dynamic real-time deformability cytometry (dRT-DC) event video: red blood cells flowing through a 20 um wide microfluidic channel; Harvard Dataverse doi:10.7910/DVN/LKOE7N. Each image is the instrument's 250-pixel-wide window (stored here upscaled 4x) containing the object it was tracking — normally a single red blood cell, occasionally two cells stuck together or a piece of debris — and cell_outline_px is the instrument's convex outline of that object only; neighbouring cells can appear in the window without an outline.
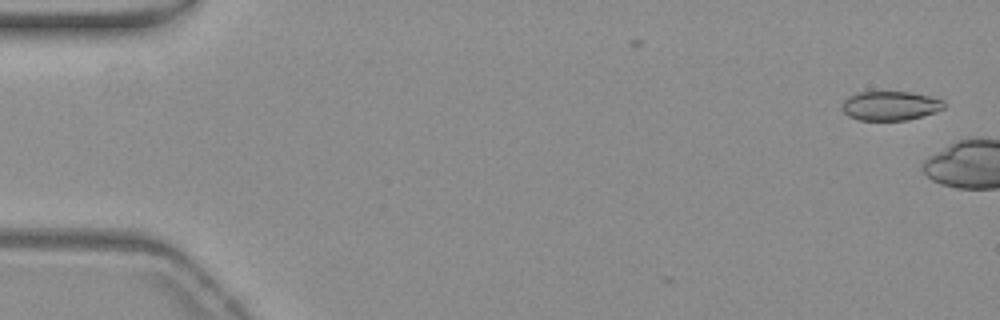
{"species": "common noctule bat (a hibernating species)", "species_latin": "Nyctalus noctula", "temperature_condition": "warm", "stored_images_in_passage": 7, "camera_frame_rate_fps": 3000, "um_per_image_px": 0.085, "animal": {"sex": "female", "body_mass_g": 19.3, "forearm_length_mm": 54.1}, "frame": {"image": 1, "passage_image": 1, "time_ms": 0.0, "image_size_px": [1000, 320], "cell_outline_px": [[944, 108], [936, 112], [924, 116], [904, 120], [860, 120], [848, 116], [840, 108], [844, 100], [848, 96], [856, 92], [912, 92], [944, 100]], "centroid_in_image_um": [75.65, 8.99], "position_along_channel_um": 9.3, "area_um2": 17.46}}